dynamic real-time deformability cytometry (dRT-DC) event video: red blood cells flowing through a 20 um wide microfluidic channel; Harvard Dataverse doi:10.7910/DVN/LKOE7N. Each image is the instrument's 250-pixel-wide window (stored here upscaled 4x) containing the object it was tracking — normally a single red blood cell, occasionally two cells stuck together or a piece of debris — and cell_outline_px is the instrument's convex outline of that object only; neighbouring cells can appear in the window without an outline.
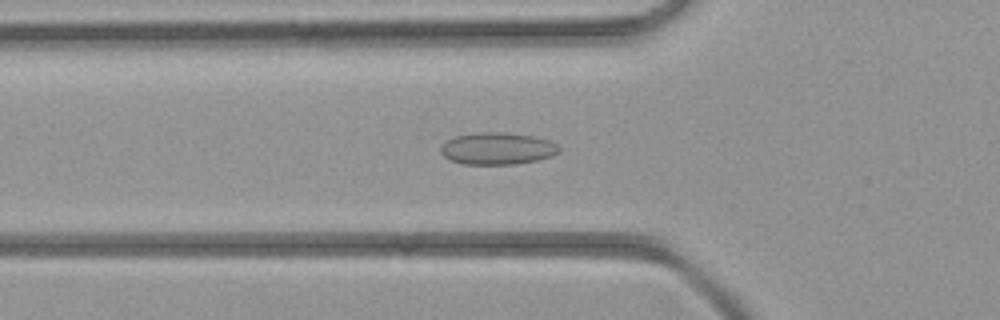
{"species": "common noctule bat (a hibernating species)", "species_latin": "Nyctalus noctula", "temperature_condition": "room temperature", "stored_images_in_passage": 46, "camera_frame_rate_fps": 3000, "um_per_image_px": 0.085, "animal": {"sex": "female", "body_mass_g": 21.9}, "frame": {"image": 1, "passage_image": 16, "time_ms": 5.0, "image_size_px": [1000, 320], "cell_outline_px": [[560, 152], [552, 156], [536, 160], [516, 164], [464, 164], [452, 160], [444, 156], [440, 152], [440, 144], [444, 140], [456, 136], [476, 132], [504, 132], [532, 136], [548, 140], [556, 144], [560, 148]], "centroid_in_image_um": [42.24, 12.62], "position_along_channel_um": 83.6, "area_um2": 22.2}}
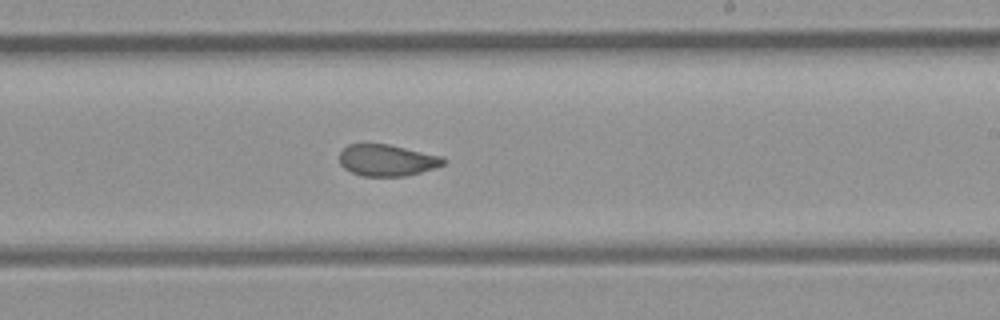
{"frame": {"image": 2, "passage_image": 27, "time_ms": 8.667, "image_size_px": [1000, 320], "cell_outline_px": [[448, 160], [444, 164], [420, 172], [404, 176], [360, 176], [344, 168], [340, 164], [340, 152], [348, 144], [388, 144], [444, 156]], "centroid_in_image_um": [32.91, 13.61], "position_along_channel_um": 256.1, "area_um2": 19.13}}
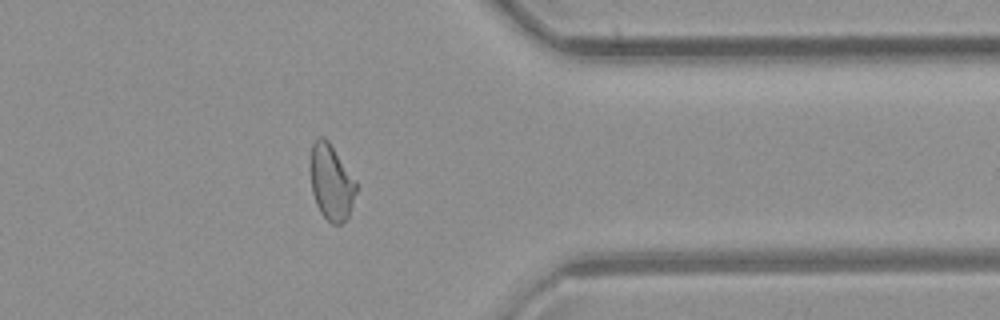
{"frame": {"image": 3, "passage_image": 36, "time_ms": 11.667, "image_size_px": [1000, 320], "cell_outline_px": [[356, 192], [348, 216], [340, 224], [332, 224], [320, 212], [316, 204], [312, 192], [312, 144], [320, 136], [324, 136], [328, 140], [356, 180]], "centroid_in_image_um": [28.18, 15.5], "position_along_channel_um": 383.2, "area_um2": 19.71}}